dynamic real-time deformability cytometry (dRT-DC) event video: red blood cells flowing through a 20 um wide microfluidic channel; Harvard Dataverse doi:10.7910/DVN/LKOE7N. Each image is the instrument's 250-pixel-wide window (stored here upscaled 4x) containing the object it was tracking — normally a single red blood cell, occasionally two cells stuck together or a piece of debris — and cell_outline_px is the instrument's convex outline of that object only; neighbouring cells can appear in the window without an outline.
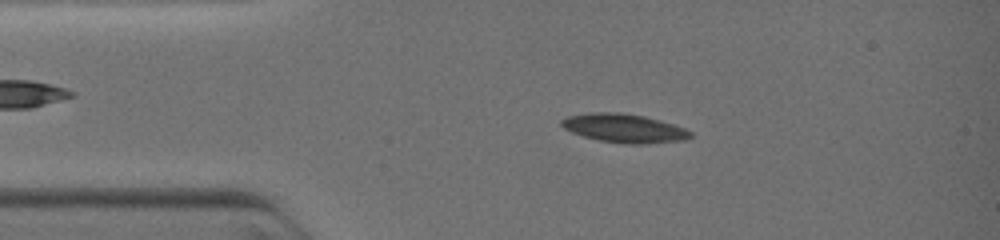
{"species": "common noctule bat (a hibernating species)", "species_latin": "Nyctalus noctula", "temperature_condition": "warm", "stored_images_in_passage": 33, "camera_frame_rate_fps": 3000, "um_per_image_px": 0.085, "animal": {"sex": "female", "body_mass_g": 19.0, "forearm_length_mm": 51.5}, "frame": {"image": 1, "passage_image": 12, "time_ms": 2.0, "image_size_px": [1000, 240], "cell_outline_px": [[692, 136], [684, 140], [644, 144], [624, 144], [600, 140], [584, 136], [572, 132], [564, 128], [560, 124], [560, 120], [568, 116], [588, 112], [620, 112], [644, 116], [660, 120], [684, 128], [692, 132]], "centroid_in_image_um": [53.04, 10.89], "position_along_channel_um": 32.0, "area_um2": 21.56}}
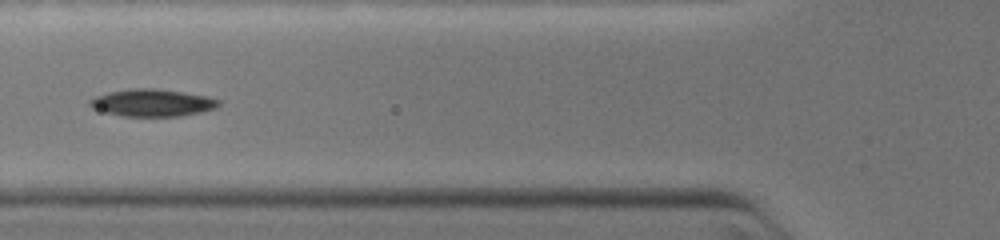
{"frame": {"image": 2, "passage_image": 24, "time_ms": 4.333, "image_size_px": [1000, 240], "cell_outline_px": [[220, 104], [216, 108], [200, 112], [180, 116], [124, 116], [104, 112], [92, 108], [88, 104], [88, 100], [96, 96], [108, 92], [128, 88], [156, 88], [184, 92], [208, 96], [220, 100]], "centroid_in_image_um": [12.93, 8.72], "position_along_channel_um": 112.9, "area_um2": 20.63}}
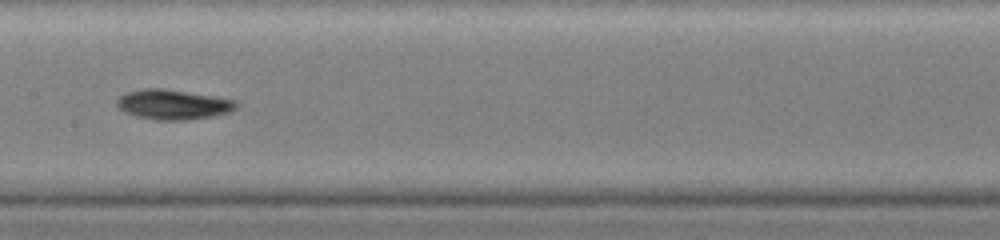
{"frame": {"image": 3, "passage_image": 32, "time_ms": 6.0, "image_size_px": [1000, 240], "cell_outline_px": [[240, 104], [236, 108], [228, 112], [212, 116], [188, 120], [156, 120], [136, 116], [124, 112], [116, 104], [116, 100], [124, 92], [144, 88], [164, 88], [216, 96], [236, 100]], "centroid_in_image_um": [14.71, 8.87], "position_along_channel_um": 192.7, "area_um2": 21.04}}